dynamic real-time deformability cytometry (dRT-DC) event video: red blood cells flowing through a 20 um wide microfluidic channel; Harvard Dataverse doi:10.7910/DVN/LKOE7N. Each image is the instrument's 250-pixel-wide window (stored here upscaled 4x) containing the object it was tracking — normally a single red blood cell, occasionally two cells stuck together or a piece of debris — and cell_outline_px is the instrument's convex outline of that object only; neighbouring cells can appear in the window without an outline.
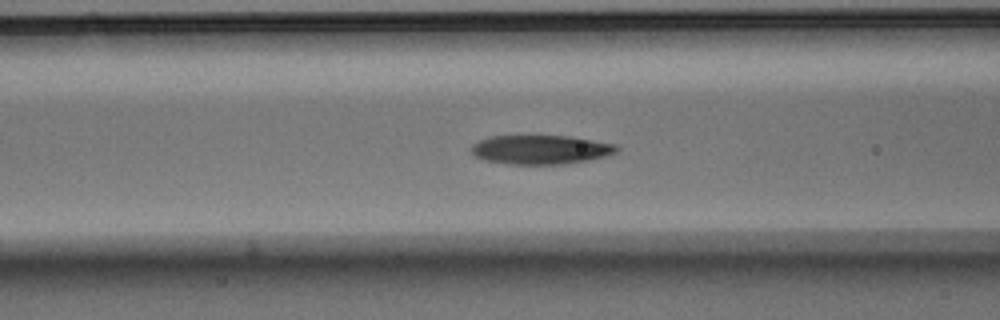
{"species": "Egyptian fruit bat (a non-hibernating species)", "species_latin": "Rousettus aegyptiacus", "temperature_condition": "warm", "stored_images_in_passage": 41, "camera_frame_rate_fps": 3000, "um_per_image_px": 0.085, "animal": {"sex": "male"}, "frame": {"image": 1, "passage_image": 9, "time_ms": 2.667, "image_size_px": [1000, 320], "cell_outline_px": [[620, 148], [616, 152], [608, 156], [568, 164], [508, 164], [484, 160], [476, 156], [472, 152], [472, 144], [488, 136], [572, 136], [616, 144]], "centroid_in_image_um": [46.0, 12.72], "position_along_channel_um": 120.6, "area_um2": 24.8}}
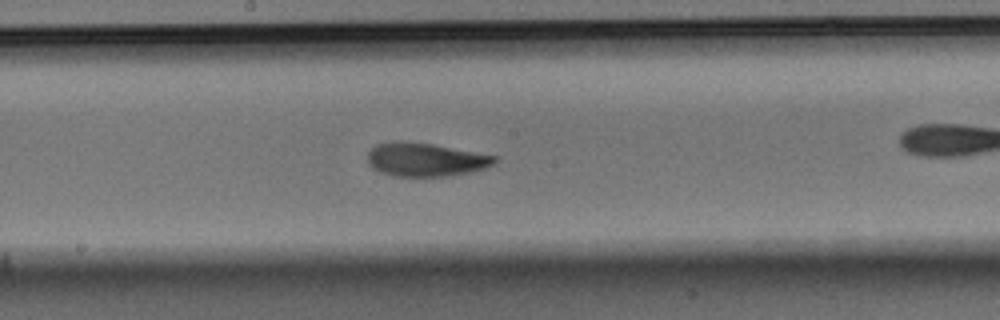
{"frame": {"image": 2, "passage_image": 16, "time_ms": 5.0, "image_size_px": [1000, 320], "cell_outline_px": [[496, 160], [492, 164], [484, 168], [472, 172], [448, 176], [392, 176], [380, 172], [372, 168], [368, 164], [368, 152], [376, 144], [396, 140], [432, 144], [496, 156]], "centroid_in_image_um": [36.11, 13.57], "position_along_channel_um": 212.1, "area_um2": 24.74}}
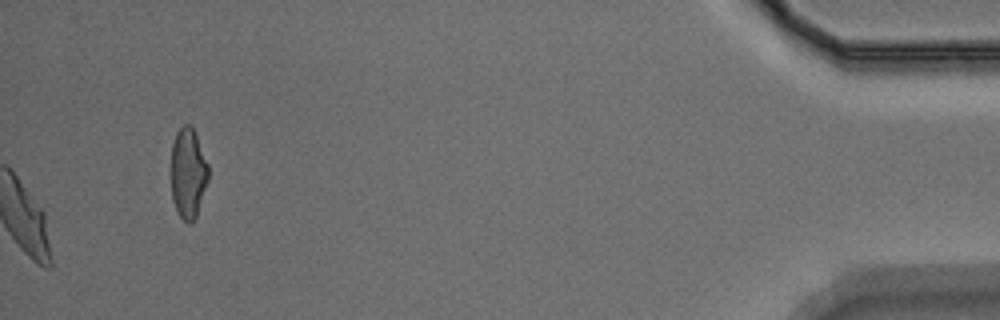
{"frame": {"image": 3, "passage_image": 41, "time_ms": 13.333, "image_size_px": [1000, 320], "cell_outline_px": [[208, 180], [196, 216], [192, 224], [188, 224], [180, 216], [172, 200], [172, 144], [176, 132], [184, 124], [188, 124], [196, 132], [208, 164]], "centroid_in_image_um": [16.0, 14.71], "position_along_channel_um": 419.2, "area_um2": 19.54}, "authors_computed_cell_mechanics": {"area_um2": 24.7962, "velocity_mm_per_s": 3.9055, "shape_relaxation_time_tau1_ms": 4.1712, "shape_relaxation_time_tau2_ms": 1.7158, "deformation_change_tau1": 0.1678, "deformation_change_tau2": 0.0761}}